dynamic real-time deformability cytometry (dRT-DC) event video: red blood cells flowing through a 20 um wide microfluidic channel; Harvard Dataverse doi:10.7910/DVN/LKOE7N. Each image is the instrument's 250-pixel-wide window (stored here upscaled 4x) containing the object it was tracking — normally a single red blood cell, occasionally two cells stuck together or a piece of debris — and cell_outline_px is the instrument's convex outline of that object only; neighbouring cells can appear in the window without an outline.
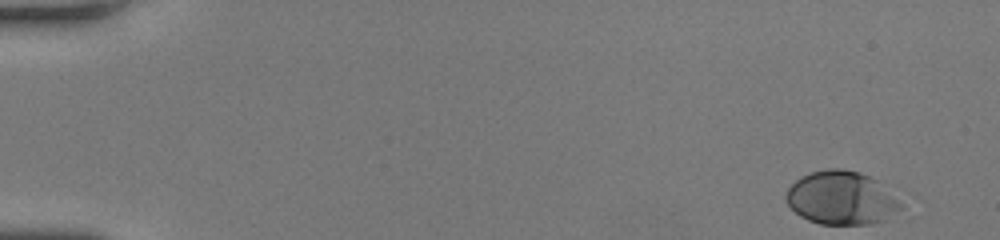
{"species": "human", "species_latin": "Homo sapiens", "temperature_condition": "room temperature", "stored_images_in_passage": 49, "segment_of_instrument_passage": [1, 2], "camera_frame_rate_fps": 3000, "um_per_image_px": 0.085, "donor": {"sex": "female"}, "frame": {"image": 1, "passage_image": 1, "time_ms": 0.0, "image_size_px": [1000, 240], "cell_outline_px": [[900, 208], [880, 220], [868, 224], [820, 224], [808, 220], [800, 216], [788, 204], [784, 196], [788, 188], [800, 176], [812, 172], [828, 168], [840, 168], [860, 172], [876, 180], [900, 204]], "centroid_in_image_um": [71.41, 16.81], "position_along_channel_um": 13.6, "area_um2": 34.85}}
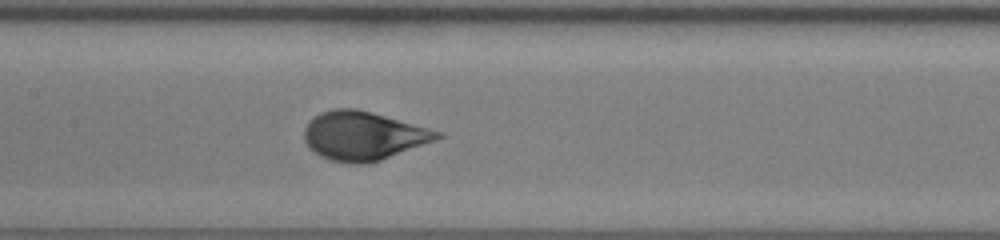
{"frame": {"image": 2, "passage_image": 24, "time_ms": 7.667, "image_size_px": [1000, 240], "cell_outline_px": [[444, 136], [436, 140], [380, 160], [368, 164], [352, 164], [328, 160], [320, 156], [308, 148], [304, 140], [304, 128], [320, 112], [332, 108], [356, 108], [444, 132]], "centroid_in_image_um": [30.87, 11.55], "position_along_channel_um": 176.5, "area_um2": 37.8}}
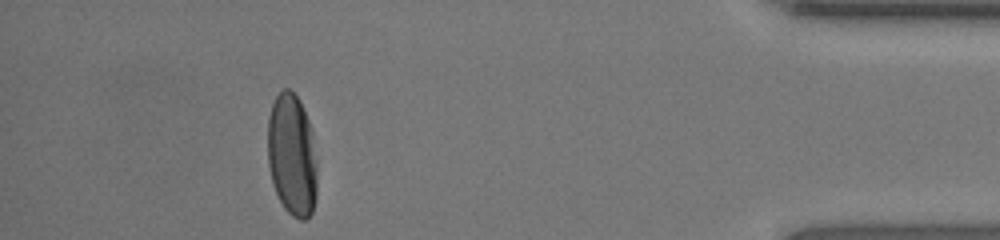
{"frame": {"image": 3, "passage_image": 44, "time_ms": 14.333, "image_size_px": [1000, 240], "cell_outline_px": [[316, 200], [312, 212], [304, 220], [300, 220], [292, 216], [284, 208], [272, 184], [268, 164], [268, 116], [272, 104], [276, 96], [284, 88], [288, 88], [300, 100], [308, 120], [312, 132], [316, 160]], "centroid_in_image_um": [24.81, 13.19], "position_along_channel_um": 410.4, "area_um2": 35.37}}